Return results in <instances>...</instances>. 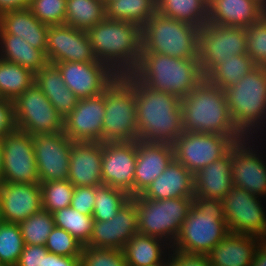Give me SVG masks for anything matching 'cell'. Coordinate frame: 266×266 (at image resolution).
I'll list each match as a JSON object with an SVG mask.
<instances>
[{
	"mask_svg": "<svg viewBox=\"0 0 266 266\" xmlns=\"http://www.w3.org/2000/svg\"><path fill=\"white\" fill-rule=\"evenodd\" d=\"M32 0H0V15L15 10L27 9Z\"/></svg>",
	"mask_w": 266,
	"mask_h": 266,
	"instance_id": "cell-52",
	"label": "cell"
},
{
	"mask_svg": "<svg viewBox=\"0 0 266 266\" xmlns=\"http://www.w3.org/2000/svg\"><path fill=\"white\" fill-rule=\"evenodd\" d=\"M43 210L53 213L70 206L75 186L69 180L39 182Z\"/></svg>",
	"mask_w": 266,
	"mask_h": 266,
	"instance_id": "cell-42",
	"label": "cell"
},
{
	"mask_svg": "<svg viewBox=\"0 0 266 266\" xmlns=\"http://www.w3.org/2000/svg\"><path fill=\"white\" fill-rule=\"evenodd\" d=\"M132 198L137 209L138 232L160 238L172 246L193 197L152 200L138 195Z\"/></svg>",
	"mask_w": 266,
	"mask_h": 266,
	"instance_id": "cell-9",
	"label": "cell"
},
{
	"mask_svg": "<svg viewBox=\"0 0 266 266\" xmlns=\"http://www.w3.org/2000/svg\"><path fill=\"white\" fill-rule=\"evenodd\" d=\"M29 9L40 22L49 26L65 23L66 0H32Z\"/></svg>",
	"mask_w": 266,
	"mask_h": 266,
	"instance_id": "cell-46",
	"label": "cell"
},
{
	"mask_svg": "<svg viewBox=\"0 0 266 266\" xmlns=\"http://www.w3.org/2000/svg\"><path fill=\"white\" fill-rule=\"evenodd\" d=\"M19 223L0 222V266H16L24 249Z\"/></svg>",
	"mask_w": 266,
	"mask_h": 266,
	"instance_id": "cell-41",
	"label": "cell"
},
{
	"mask_svg": "<svg viewBox=\"0 0 266 266\" xmlns=\"http://www.w3.org/2000/svg\"><path fill=\"white\" fill-rule=\"evenodd\" d=\"M181 109L183 131L243 136L231 120L224 91L205 78L181 98Z\"/></svg>",
	"mask_w": 266,
	"mask_h": 266,
	"instance_id": "cell-4",
	"label": "cell"
},
{
	"mask_svg": "<svg viewBox=\"0 0 266 266\" xmlns=\"http://www.w3.org/2000/svg\"><path fill=\"white\" fill-rule=\"evenodd\" d=\"M261 238L229 233L207 254L211 266H250Z\"/></svg>",
	"mask_w": 266,
	"mask_h": 266,
	"instance_id": "cell-28",
	"label": "cell"
},
{
	"mask_svg": "<svg viewBox=\"0 0 266 266\" xmlns=\"http://www.w3.org/2000/svg\"><path fill=\"white\" fill-rule=\"evenodd\" d=\"M2 221V217H1V200H0V222Z\"/></svg>",
	"mask_w": 266,
	"mask_h": 266,
	"instance_id": "cell-58",
	"label": "cell"
},
{
	"mask_svg": "<svg viewBox=\"0 0 266 266\" xmlns=\"http://www.w3.org/2000/svg\"><path fill=\"white\" fill-rule=\"evenodd\" d=\"M105 18L102 0H66L65 25L87 31Z\"/></svg>",
	"mask_w": 266,
	"mask_h": 266,
	"instance_id": "cell-35",
	"label": "cell"
},
{
	"mask_svg": "<svg viewBox=\"0 0 266 266\" xmlns=\"http://www.w3.org/2000/svg\"><path fill=\"white\" fill-rule=\"evenodd\" d=\"M157 13L201 28L208 18V0H156Z\"/></svg>",
	"mask_w": 266,
	"mask_h": 266,
	"instance_id": "cell-33",
	"label": "cell"
},
{
	"mask_svg": "<svg viewBox=\"0 0 266 266\" xmlns=\"http://www.w3.org/2000/svg\"><path fill=\"white\" fill-rule=\"evenodd\" d=\"M0 200L3 222L20 223L43 209L39 183L3 182Z\"/></svg>",
	"mask_w": 266,
	"mask_h": 266,
	"instance_id": "cell-22",
	"label": "cell"
},
{
	"mask_svg": "<svg viewBox=\"0 0 266 266\" xmlns=\"http://www.w3.org/2000/svg\"><path fill=\"white\" fill-rule=\"evenodd\" d=\"M231 167L232 148L194 174V196L222 200L234 188Z\"/></svg>",
	"mask_w": 266,
	"mask_h": 266,
	"instance_id": "cell-26",
	"label": "cell"
},
{
	"mask_svg": "<svg viewBox=\"0 0 266 266\" xmlns=\"http://www.w3.org/2000/svg\"><path fill=\"white\" fill-rule=\"evenodd\" d=\"M229 233L223 201L194 196L171 251L207 255Z\"/></svg>",
	"mask_w": 266,
	"mask_h": 266,
	"instance_id": "cell-3",
	"label": "cell"
},
{
	"mask_svg": "<svg viewBox=\"0 0 266 266\" xmlns=\"http://www.w3.org/2000/svg\"><path fill=\"white\" fill-rule=\"evenodd\" d=\"M247 52L245 28L206 22L200 28V70L205 78L221 61Z\"/></svg>",
	"mask_w": 266,
	"mask_h": 266,
	"instance_id": "cell-11",
	"label": "cell"
},
{
	"mask_svg": "<svg viewBox=\"0 0 266 266\" xmlns=\"http://www.w3.org/2000/svg\"><path fill=\"white\" fill-rule=\"evenodd\" d=\"M0 59L25 67L34 74L48 63L41 50L13 34H0Z\"/></svg>",
	"mask_w": 266,
	"mask_h": 266,
	"instance_id": "cell-32",
	"label": "cell"
},
{
	"mask_svg": "<svg viewBox=\"0 0 266 266\" xmlns=\"http://www.w3.org/2000/svg\"><path fill=\"white\" fill-rule=\"evenodd\" d=\"M138 140L173 144L183 133L181 98L151 89L134 77Z\"/></svg>",
	"mask_w": 266,
	"mask_h": 266,
	"instance_id": "cell-1",
	"label": "cell"
},
{
	"mask_svg": "<svg viewBox=\"0 0 266 266\" xmlns=\"http://www.w3.org/2000/svg\"><path fill=\"white\" fill-rule=\"evenodd\" d=\"M48 252L44 245H25L16 266H43Z\"/></svg>",
	"mask_w": 266,
	"mask_h": 266,
	"instance_id": "cell-48",
	"label": "cell"
},
{
	"mask_svg": "<svg viewBox=\"0 0 266 266\" xmlns=\"http://www.w3.org/2000/svg\"><path fill=\"white\" fill-rule=\"evenodd\" d=\"M80 263V257L60 256L48 252L45 255L43 266H78Z\"/></svg>",
	"mask_w": 266,
	"mask_h": 266,
	"instance_id": "cell-51",
	"label": "cell"
},
{
	"mask_svg": "<svg viewBox=\"0 0 266 266\" xmlns=\"http://www.w3.org/2000/svg\"><path fill=\"white\" fill-rule=\"evenodd\" d=\"M86 32L97 60L117 76L131 74L137 68L142 51L141 27L105 18Z\"/></svg>",
	"mask_w": 266,
	"mask_h": 266,
	"instance_id": "cell-2",
	"label": "cell"
},
{
	"mask_svg": "<svg viewBox=\"0 0 266 266\" xmlns=\"http://www.w3.org/2000/svg\"><path fill=\"white\" fill-rule=\"evenodd\" d=\"M265 14L253 0H208L207 22L212 24L247 28Z\"/></svg>",
	"mask_w": 266,
	"mask_h": 266,
	"instance_id": "cell-27",
	"label": "cell"
},
{
	"mask_svg": "<svg viewBox=\"0 0 266 266\" xmlns=\"http://www.w3.org/2000/svg\"><path fill=\"white\" fill-rule=\"evenodd\" d=\"M136 140L138 128L134 76L119 75L105 89L102 142Z\"/></svg>",
	"mask_w": 266,
	"mask_h": 266,
	"instance_id": "cell-7",
	"label": "cell"
},
{
	"mask_svg": "<svg viewBox=\"0 0 266 266\" xmlns=\"http://www.w3.org/2000/svg\"><path fill=\"white\" fill-rule=\"evenodd\" d=\"M3 183V151L2 143L0 140V185Z\"/></svg>",
	"mask_w": 266,
	"mask_h": 266,
	"instance_id": "cell-54",
	"label": "cell"
},
{
	"mask_svg": "<svg viewBox=\"0 0 266 266\" xmlns=\"http://www.w3.org/2000/svg\"><path fill=\"white\" fill-rule=\"evenodd\" d=\"M106 18L143 27L157 12L156 0H112L105 5Z\"/></svg>",
	"mask_w": 266,
	"mask_h": 266,
	"instance_id": "cell-34",
	"label": "cell"
},
{
	"mask_svg": "<svg viewBox=\"0 0 266 266\" xmlns=\"http://www.w3.org/2000/svg\"><path fill=\"white\" fill-rule=\"evenodd\" d=\"M137 140L132 142H102V184L134 197V173Z\"/></svg>",
	"mask_w": 266,
	"mask_h": 266,
	"instance_id": "cell-16",
	"label": "cell"
},
{
	"mask_svg": "<svg viewBox=\"0 0 266 266\" xmlns=\"http://www.w3.org/2000/svg\"><path fill=\"white\" fill-rule=\"evenodd\" d=\"M224 93L237 130L244 137L259 138V129L263 134L266 125V67L256 66Z\"/></svg>",
	"mask_w": 266,
	"mask_h": 266,
	"instance_id": "cell-6",
	"label": "cell"
},
{
	"mask_svg": "<svg viewBox=\"0 0 266 266\" xmlns=\"http://www.w3.org/2000/svg\"><path fill=\"white\" fill-rule=\"evenodd\" d=\"M25 245H44L55 227L52 213L40 210L19 223Z\"/></svg>",
	"mask_w": 266,
	"mask_h": 266,
	"instance_id": "cell-40",
	"label": "cell"
},
{
	"mask_svg": "<svg viewBox=\"0 0 266 266\" xmlns=\"http://www.w3.org/2000/svg\"><path fill=\"white\" fill-rule=\"evenodd\" d=\"M266 11V0H253Z\"/></svg>",
	"mask_w": 266,
	"mask_h": 266,
	"instance_id": "cell-56",
	"label": "cell"
},
{
	"mask_svg": "<svg viewBox=\"0 0 266 266\" xmlns=\"http://www.w3.org/2000/svg\"><path fill=\"white\" fill-rule=\"evenodd\" d=\"M105 91L94 97L79 99L63 120V132L73 142L102 143Z\"/></svg>",
	"mask_w": 266,
	"mask_h": 266,
	"instance_id": "cell-20",
	"label": "cell"
},
{
	"mask_svg": "<svg viewBox=\"0 0 266 266\" xmlns=\"http://www.w3.org/2000/svg\"><path fill=\"white\" fill-rule=\"evenodd\" d=\"M131 197L123 190L101 184L96 186V195L92 217L97 221H108Z\"/></svg>",
	"mask_w": 266,
	"mask_h": 266,
	"instance_id": "cell-39",
	"label": "cell"
},
{
	"mask_svg": "<svg viewBox=\"0 0 266 266\" xmlns=\"http://www.w3.org/2000/svg\"><path fill=\"white\" fill-rule=\"evenodd\" d=\"M34 83L63 119L72 112L79 100L65 84L58 67L53 63L48 62L35 74Z\"/></svg>",
	"mask_w": 266,
	"mask_h": 266,
	"instance_id": "cell-30",
	"label": "cell"
},
{
	"mask_svg": "<svg viewBox=\"0 0 266 266\" xmlns=\"http://www.w3.org/2000/svg\"><path fill=\"white\" fill-rule=\"evenodd\" d=\"M35 82V74L25 67L0 59V98L14 101Z\"/></svg>",
	"mask_w": 266,
	"mask_h": 266,
	"instance_id": "cell-37",
	"label": "cell"
},
{
	"mask_svg": "<svg viewBox=\"0 0 266 266\" xmlns=\"http://www.w3.org/2000/svg\"><path fill=\"white\" fill-rule=\"evenodd\" d=\"M250 266H266V238L260 240Z\"/></svg>",
	"mask_w": 266,
	"mask_h": 266,
	"instance_id": "cell-53",
	"label": "cell"
},
{
	"mask_svg": "<svg viewBox=\"0 0 266 266\" xmlns=\"http://www.w3.org/2000/svg\"><path fill=\"white\" fill-rule=\"evenodd\" d=\"M170 252V256L180 266H211L210 260L207 255L188 254L180 251Z\"/></svg>",
	"mask_w": 266,
	"mask_h": 266,
	"instance_id": "cell-50",
	"label": "cell"
},
{
	"mask_svg": "<svg viewBox=\"0 0 266 266\" xmlns=\"http://www.w3.org/2000/svg\"><path fill=\"white\" fill-rule=\"evenodd\" d=\"M81 263L84 266H128L123 250L83 245Z\"/></svg>",
	"mask_w": 266,
	"mask_h": 266,
	"instance_id": "cell-44",
	"label": "cell"
},
{
	"mask_svg": "<svg viewBox=\"0 0 266 266\" xmlns=\"http://www.w3.org/2000/svg\"><path fill=\"white\" fill-rule=\"evenodd\" d=\"M45 247L56 255L80 257L83 244L66 230L55 226L48 236Z\"/></svg>",
	"mask_w": 266,
	"mask_h": 266,
	"instance_id": "cell-45",
	"label": "cell"
},
{
	"mask_svg": "<svg viewBox=\"0 0 266 266\" xmlns=\"http://www.w3.org/2000/svg\"><path fill=\"white\" fill-rule=\"evenodd\" d=\"M255 139L258 140L245 137L233 145L231 176L234 187L261 198L266 196V163L263 155L257 152L258 148H254Z\"/></svg>",
	"mask_w": 266,
	"mask_h": 266,
	"instance_id": "cell-17",
	"label": "cell"
},
{
	"mask_svg": "<svg viewBox=\"0 0 266 266\" xmlns=\"http://www.w3.org/2000/svg\"><path fill=\"white\" fill-rule=\"evenodd\" d=\"M165 260V266H180L170 255Z\"/></svg>",
	"mask_w": 266,
	"mask_h": 266,
	"instance_id": "cell-55",
	"label": "cell"
},
{
	"mask_svg": "<svg viewBox=\"0 0 266 266\" xmlns=\"http://www.w3.org/2000/svg\"><path fill=\"white\" fill-rule=\"evenodd\" d=\"M141 196L152 200L194 197V174L173 159Z\"/></svg>",
	"mask_w": 266,
	"mask_h": 266,
	"instance_id": "cell-25",
	"label": "cell"
},
{
	"mask_svg": "<svg viewBox=\"0 0 266 266\" xmlns=\"http://www.w3.org/2000/svg\"><path fill=\"white\" fill-rule=\"evenodd\" d=\"M3 182L39 183L32 135L18 129L1 139Z\"/></svg>",
	"mask_w": 266,
	"mask_h": 266,
	"instance_id": "cell-14",
	"label": "cell"
},
{
	"mask_svg": "<svg viewBox=\"0 0 266 266\" xmlns=\"http://www.w3.org/2000/svg\"><path fill=\"white\" fill-rule=\"evenodd\" d=\"M32 137L40 182L68 180L73 141L63 131Z\"/></svg>",
	"mask_w": 266,
	"mask_h": 266,
	"instance_id": "cell-15",
	"label": "cell"
},
{
	"mask_svg": "<svg viewBox=\"0 0 266 266\" xmlns=\"http://www.w3.org/2000/svg\"><path fill=\"white\" fill-rule=\"evenodd\" d=\"M131 74L145 86L179 98L188 95L204 79L198 58L177 59L153 52H141Z\"/></svg>",
	"mask_w": 266,
	"mask_h": 266,
	"instance_id": "cell-5",
	"label": "cell"
},
{
	"mask_svg": "<svg viewBox=\"0 0 266 266\" xmlns=\"http://www.w3.org/2000/svg\"><path fill=\"white\" fill-rule=\"evenodd\" d=\"M96 187H75L70 206L84 215H92L94 209Z\"/></svg>",
	"mask_w": 266,
	"mask_h": 266,
	"instance_id": "cell-47",
	"label": "cell"
},
{
	"mask_svg": "<svg viewBox=\"0 0 266 266\" xmlns=\"http://www.w3.org/2000/svg\"><path fill=\"white\" fill-rule=\"evenodd\" d=\"M16 129L13 101L0 98V140Z\"/></svg>",
	"mask_w": 266,
	"mask_h": 266,
	"instance_id": "cell-49",
	"label": "cell"
},
{
	"mask_svg": "<svg viewBox=\"0 0 266 266\" xmlns=\"http://www.w3.org/2000/svg\"><path fill=\"white\" fill-rule=\"evenodd\" d=\"M122 250L128 266H156L167 259L171 246L160 238L137 232Z\"/></svg>",
	"mask_w": 266,
	"mask_h": 266,
	"instance_id": "cell-31",
	"label": "cell"
},
{
	"mask_svg": "<svg viewBox=\"0 0 266 266\" xmlns=\"http://www.w3.org/2000/svg\"><path fill=\"white\" fill-rule=\"evenodd\" d=\"M46 58L53 64L97 61L87 32L65 24L49 26Z\"/></svg>",
	"mask_w": 266,
	"mask_h": 266,
	"instance_id": "cell-19",
	"label": "cell"
},
{
	"mask_svg": "<svg viewBox=\"0 0 266 266\" xmlns=\"http://www.w3.org/2000/svg\"><path fill=\"white\" fill-rule=\"evenodd\" d=\"M247 54L256 66L266 67V14L245 28Z\"/></svg>",
	"mask_w": 266,
	"mask_h": 266,
	"instance_id": "cell-43",
	"label": "cell"
},
{
	"mask_svg": "<svg viewBox=\"0 0 266 266\" xmlns=\"http://www.w3.org/2000/svg\"><path fill=\"white\" fill-rule=\"evenodd\" d=\"M255 67L256 65L247 53L235 55L221 61L205 79L224 91L226 88L238 83L241 78Z\"/></svg>",
	"mask_w": 266,
	"mask_h": 266,
	"instance_id": "cell-36",
	"label": "cell"
},
{
	"mask_svg": "<svg viewBox=\"0 0 266 266\" xmlns=\"http://www.w3.org/2000/svg\"><path fill=\"white\" fill-rule=\"evenodd\" d=\"M244 136L183 131L173 145L174 159L195 174L225 155Z\"/></svg>",
	"mask_w": 266,
	"mask_h": 266,
	"instance_id": "cell-10",
	"label": "cell"
},
{
	"mask_svg": "<svg viewBox=\"0 0 266 266\" xmlns=\"http://www.w3.org/2000/svg\"><path fill=\"white\" fill-rule=\"evenodd\" d=\"M48 30L49 25L40 22L29 8L0 15V34L20 36L45 55Z\"/></svg>",
	"mask_w": 266,
	"mask_h": 266,
	"instance_id": "cell-29",
	"label": "cell"
},
{
	"mask_svg": "<svg viewBox=\"0 0 266 266\" xmlns=\"http://www.w3.org/2000/svg\"><path fill=\"white\" fill-rule=\"evenodd\" d=\"M68 88L78 99L102 94L117 75L99 60L54 63Z\"/></svg>",
	"mask_w": 266,
	"mask_h": 266,
	"instance_id": "cell-18",
	"label": "cell"
},
{
	"mask_svg": "<svg viewBox=\"0 0 266 266\" xmlns=\"http://www.w3.org/2000/svg\"><path fill=\"white\" fill-rule=\"evenodd\" d=\"M13 105L18 130L30 135L63 131L64 119L35 83L18 96Z\"/></svg>",
	"mask_w": 266,
	"mask_h": 266,
	"instance_id": "cell-12",
	"label": "cell"
},
{
	"mask_svg": "<svg viewBox=\"0 0 266 266\" xmlns=\"http://www.w3.org/2000/svg\"><path fill=\"white\" fill-rule=\"evenodd\" d=\"M258 196L234 187L222 199L229 232L266 238V213Z\"/></svg>",
	"mask_w": 266,
	"mask_h": 266,
	"instance_id": "cell-13",
	"label": "cell"
},
{
	"mask_svg": "<svg viewBox=\"0 0 266 266\" xmlns=\"http://www.w3.org/2000/svg\"><path fill=\"white\" fill-rule=\"evenodd\" d=\"M156 266H165V261L162 262L161 264L156 265Z\"/></svg>",
	"mask_w": 266,
	"mask_h": 266,
	"instance_id": "cell-59",
	"label": "cell"
},
{
	"mask_svg": "<svg viewBox=\"0 0 266 266\" xmlns=\"http://www.w3.org/2000/svg\"><path fill=\"white\" fill-rule=\"evenodd\" d=\"M142 51L173 58H198L200 29L155 13L141 28Z\"/></svg>",
	"mask_w": 266,
	"mask_h": 266,
	"instance_id": "cell-8",
	"label": "cell"
},
{
	"mask_svg": "<svg viewBox=\"0 0 266 266\" xmlns=\"http://www.w3.org/2000/svg\"><path fill=\"white\" fill-rule=\"evenodd\" d=\"M102 143L73 142L68 180L75 186L96 187L102 184Z\"/></svg>",
	"mask_w": 266,
	"mask_h": 266,
	"instance_id": "cell-24",
	"label": "cell"
},
{
	"mask_svg": "<svg viewBox=\"0 0 266 266\" xmlns=\"http://www.w3.org/2000/svg\"><path fill=\"white\" fill-rule=\"evenodd\" d=\"M174 159L173 145L137 140L134 196L141 195Z\"/></svg>",
	"mask_w": 266,
	"mask_h": 266,
	"instance_id": "cell-23",
	"label": "cell"
},
{
	"mask_svg": "<svg viewBox=\"0 0 266 266\" xmlns=\"http://www.w3.org/2000/svg\"><path fill=\"white\" fill-rule=\"evenodd\" d=\"M54 224L62 228L85 245L92 234L94 219L92 215H84L71 206L52 213Z\"/></svg>",
	"mask_w": 266,
	"mask_h": 266,
	"instance_id": "cell-38",
	"label": "cell"
},
{
	"mask_svg": "<svg viewBox=\"0 0 266 266\" xmlns=\"http://www.w3.org/2000/svg\"><path fill=\"white\" fill-rule=\"evenodd\" d=\"M112 0H102V2L106 5L108 2H110Z\"/></svg>",
	"mask_w": 266,
	"mask_h": 266,
	"instance_id": "cell-57",
	"label": "cell"
},
{
	"mask_svg": "<svg viewBox=\"0 0 266 266\" xmlns=\"http://www.w3.org/2000/svg\"><path fill=\"white\" fill-rule=\"evenodd\" d=\"M137 232V209L131 198L110 220H94L91 237L85 245L122 250Z\"/></svg>",
	"mask_w": 266,
	"mask_h": 266,
	"instance_id": "cell-21",
	"label": "cell"
}]
</instances>
